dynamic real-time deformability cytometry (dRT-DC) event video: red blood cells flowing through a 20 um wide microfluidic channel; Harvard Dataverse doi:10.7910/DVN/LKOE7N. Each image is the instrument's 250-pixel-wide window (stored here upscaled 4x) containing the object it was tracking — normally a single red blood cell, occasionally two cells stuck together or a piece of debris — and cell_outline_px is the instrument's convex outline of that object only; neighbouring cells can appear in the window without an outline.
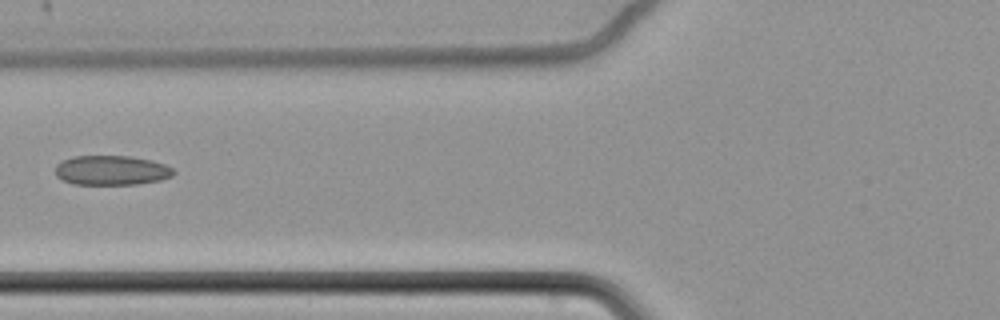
{"species": "common noctule bat (a hibernating species)", "species_latin": "Nyctalus noctula", "temperature_condition": "cold", "stored_images_in_passage": 4, "camera_frame_rate_fps": 3000, "um_per_image_px": 0.085, "animal": {"sex": "female", "body_mass_g": 22.7, "forearm_length_mm": 54.2}, "frame": {"image": 1, "passage_image": 4, "time_ms": 1.0, "image_size_px": [1000, 320], "cell_outline_px": [[176, 172], [172, 176], [160, 180], [136, 184], [72, 184], [56, 176], [56, 164], [72, 156], [128, 156], [152, 160], [164, 164], [172, 168]], "centroid_in_image_um": [9.48, 14.47], "position_along_channel_um": 116.3, "area_um2": 20.35}}